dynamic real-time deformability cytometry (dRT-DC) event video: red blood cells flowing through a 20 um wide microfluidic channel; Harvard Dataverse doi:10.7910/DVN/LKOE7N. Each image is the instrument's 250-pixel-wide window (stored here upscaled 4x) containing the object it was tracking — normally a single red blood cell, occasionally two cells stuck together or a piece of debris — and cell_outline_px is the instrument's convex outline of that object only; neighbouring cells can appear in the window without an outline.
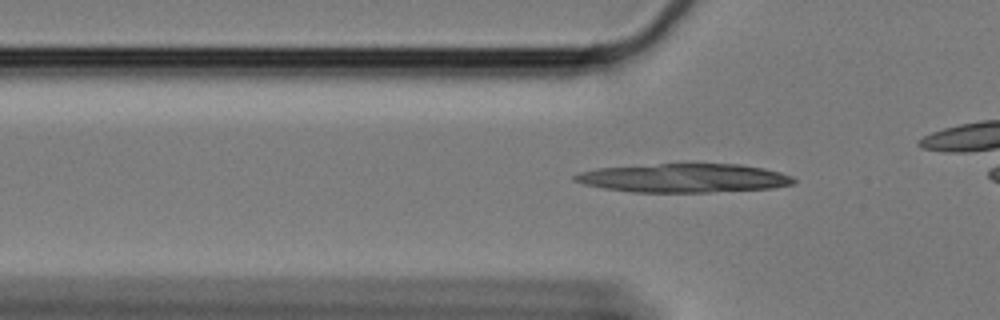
{"species": "Egyptian fruit bat (a non-hibernating species)", "species_latin": "Rousettus aegyptiacus", "temperature_condition": "cold", "stored_images_in_passage": 41, "camera_frame_rate_fps": 3000, "um_per_image_px": 0.085, "animal": {"sex": "female"}, "frame": {"image": 1, "passage_image": 12, "time_ms": 3.667, "image_size_px": [1000, 320], "cell_outline_px": [[796, 184], [772, 188], [708, 192], [632, 192], [604, 188], [584, 184], [572, 180], [572, 176], [584, 172], [600, 168], [660, 164], [740, 164], [764, 168], [780, 172], [792, 176], [796, 180]], "centroid_in_image_um": [58.2, 15.14], "position_along_channel_um": 67.6, "area_um2": 36.47}}
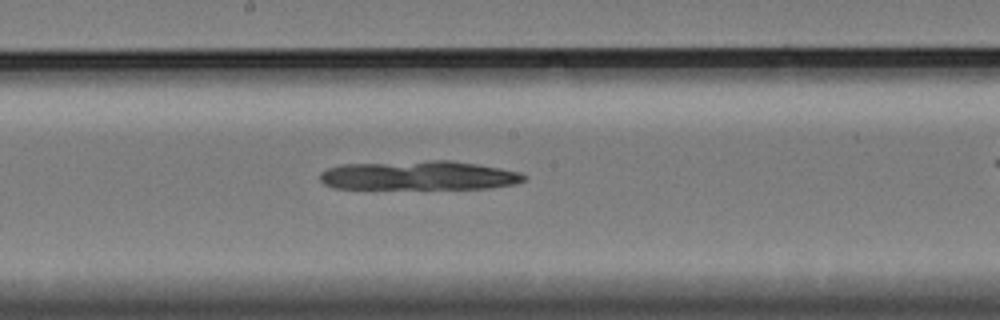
{"frame": {"image": 2, "passage_image": 25, "time_ms": 8.0, "image_size_px": [1000, 320], "cell_outline_px": [[528, 176], [524, 180], [512, 184], [488, 188], [336, 188], [324, 184], [320, 180], [320, 172], [328, 168], [340, 164], [428, 160], [452, 160], [480, 164], [520, 172]], "centroid_in_image_um": [35.6, 14.9], "position_along_channel_um": 212.6, "area_um2": 34.68}}
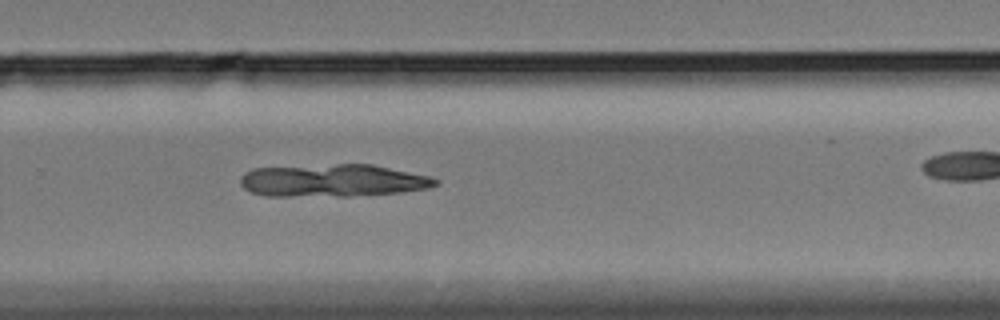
{"frame": {"image": 3, "passage_image": 33, "time_ms": 10.667, "image_size_px": [1000, 320], "cell_outline_px": [[440, 184], [428, 188], [400, 192], [348, 196], [264, 196], [248, 192], [240, 184], [240, 176], [244, 172], [252, 168], [336, 164], [372, 164], [428, 176], [440, 180]], "centroid_in_image_um": [28.24, 15.35], "position_along_channel_um": 301.6, "area_um2": 37.22}}